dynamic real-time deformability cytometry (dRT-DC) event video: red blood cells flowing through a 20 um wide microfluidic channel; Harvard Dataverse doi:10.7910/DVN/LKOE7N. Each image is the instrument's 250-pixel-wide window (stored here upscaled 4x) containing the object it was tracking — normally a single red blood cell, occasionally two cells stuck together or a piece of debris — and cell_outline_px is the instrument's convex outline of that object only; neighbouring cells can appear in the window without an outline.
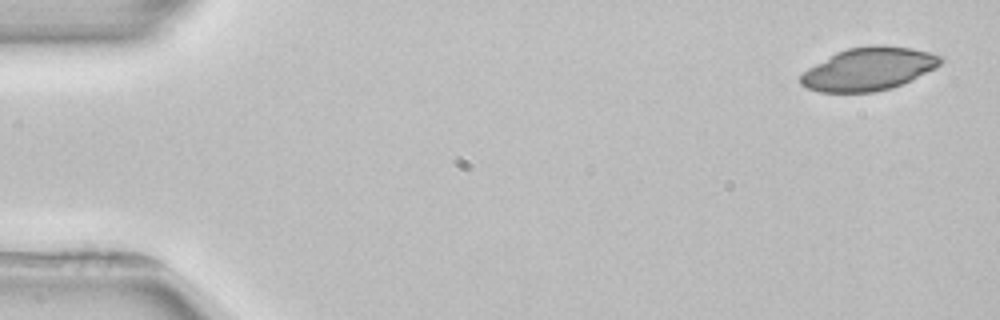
{"species": "common noctule bat (a hibernating species)", "species_latin": "Nyctalus noctula", "temperature_condition": "room temperature", "stored_images_in_passage": 4, "camera_frame_rate_fps": 3000, "um_per_image_px": 0.085, "animal": {"sex": "female", "body_mass_g": 22.7, "forearm_length_mm": 54.2}, "frame": {"image": 1, "passage_image": 1, "time_ms": 0.0, "image_size_px": [1000, 320], "cell_outline_px": [[944, 60], [936, 68], [912, 80], [892, 88], [876, 92], [820, 92], [808, 88], [800, 84], [800, 76], [808, 68], [836, 52], [848, 48], [912, 48], [944, 56]], "centroid_in_image_um": [73.85, 5.91], "position_along_channel_um": 11.2, "area_um2": 34.22}}